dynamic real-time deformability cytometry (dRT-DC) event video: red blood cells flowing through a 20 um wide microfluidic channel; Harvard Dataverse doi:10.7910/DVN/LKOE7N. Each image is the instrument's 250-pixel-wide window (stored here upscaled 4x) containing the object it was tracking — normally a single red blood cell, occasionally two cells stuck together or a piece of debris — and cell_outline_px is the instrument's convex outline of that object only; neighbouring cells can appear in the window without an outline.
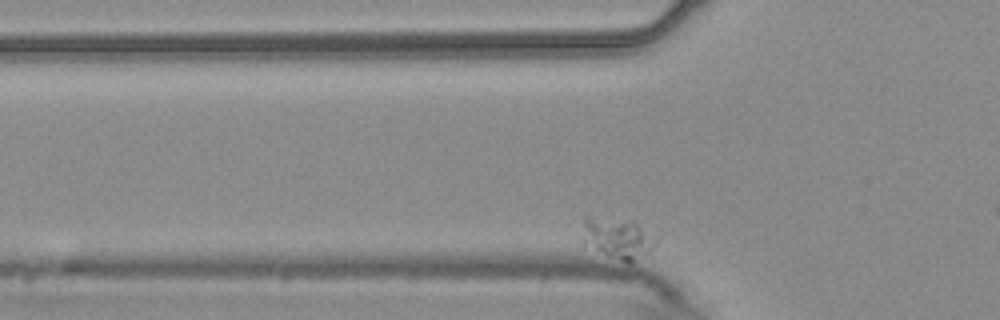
{"species": "common noctule bat (a hibernating species)", "species_latin": "Nyctalus noctula", "temperature_condition": "warm", "stored_images_in_passage": 56, "segment_of_instrument_passage": [1, 2], "camera_frame_rate_fps": 3000, "um_per_image_px": 0.085, "animal": {"sex": "male", "body_mass_g": 20.4}, "frame": {"image": 1, "passage_image": 11, "time_ms": 3.333, "image_size_px": [1000, 320], "cell_outline_px": [[656, 244], [648, 252], [632, 264], [628, 264], [584, 244], [584, 216], [592, 216], [636, 220], [656, 240]], "centroid_in_image_um": [52.52, 20.22], "position_along_channel_um": 73.3, "area_um2": 17.51}}
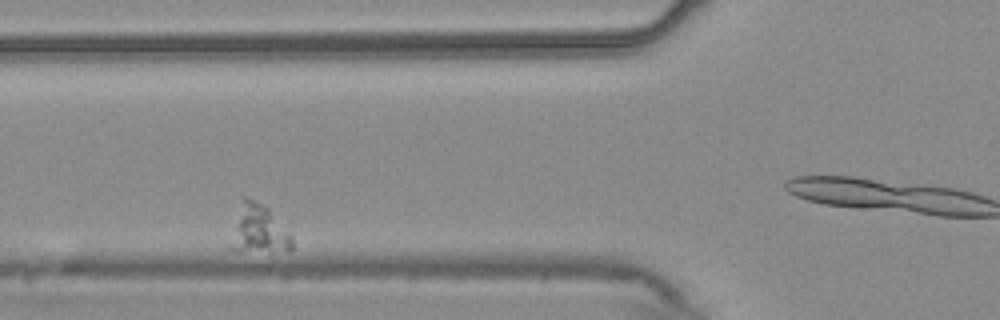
{"frame": {"image": 2, "passage_image": 15, "time_ms": 4.667, "image_size_px": [1000, 320], "cell_outline_px": [[292, 248], [288, 252], [228, 248], [240, 196], [244, 196], [256, 200], [268, 208], [292, 236]], "centroid_in_image_um": [21.96, 19.44], "position_along_channel_um": 103.8, "area_um2": 17.34}}
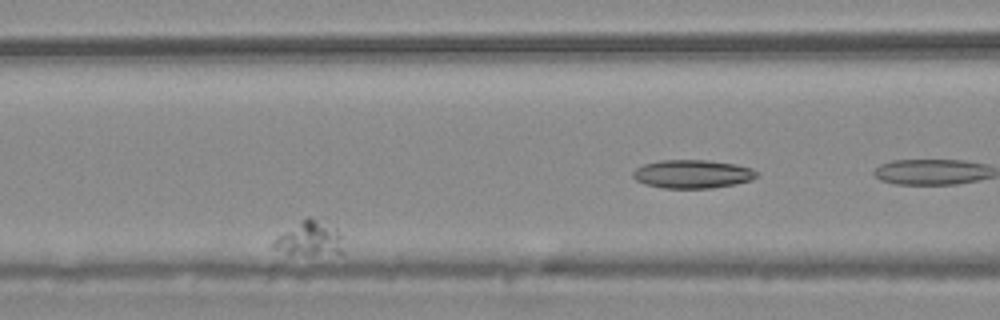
{"frame": {"image": 3, "passage_image": 20, "time_ms": 6.333, "image_size_px": [1000, 320], "cell_outline_px": [[344, 256], [288, 252], [272, 244], [272, 240], [276, 236], [308, 216], [328, 220], [336, 228], [340, 236], [344, 252]], "centroid_in_image_um": [26.43, 20.24], "position_along_channel_um": 140.2, "area_um2": 14.1}}